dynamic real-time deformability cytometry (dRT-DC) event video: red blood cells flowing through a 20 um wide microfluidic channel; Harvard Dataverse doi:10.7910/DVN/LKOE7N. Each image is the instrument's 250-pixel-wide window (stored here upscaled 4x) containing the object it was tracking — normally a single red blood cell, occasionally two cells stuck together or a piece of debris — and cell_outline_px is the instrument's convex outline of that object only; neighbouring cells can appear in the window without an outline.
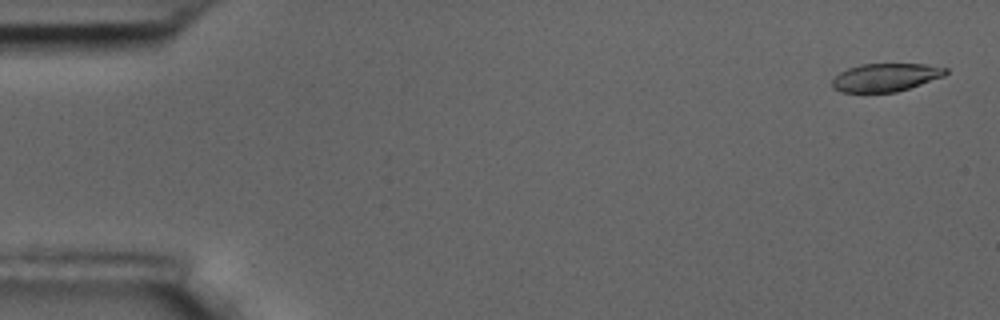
{"species": "common noctule bat (a hibernating species)", "species_latin": "Nyctalus noctula", "temperature_condition": "room temperature", "stored_images_in_passage": 55, "camera_frame_rate_fps": 3000, "um_per_image_px": 0.085, "animal": {"sex": "male", "body_mass_g": 17.5, "forearm_length_mm": 52.3}, "frame": {"image": 1, "passage_image": 2, "time_ms": 0.333, "image_size_px": [1000, 320], "cell_outline_px": [[948, 72], [944, 76], [896, 92], [840, 92], [832, 88], [832, 80], [840, 72], [848, 68], [860, 64], [924, 64], [948, 68]], "centroid_in_image_um": [75.26, 6.57], "position_along_channel_um": 9.7, "area_um2": 18.5}}
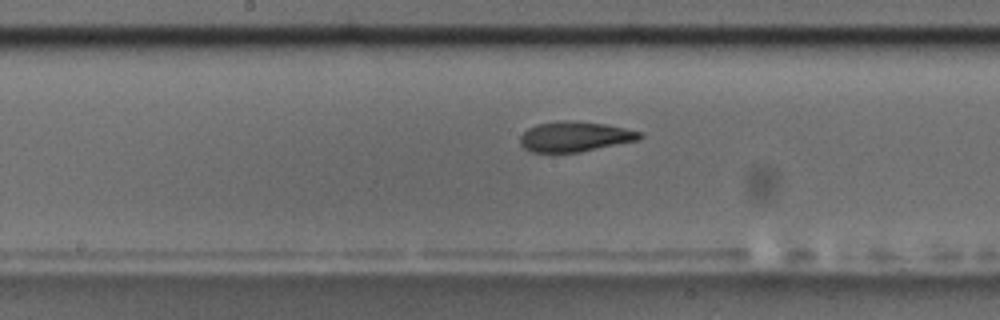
{"frame": {"image": 2, "passage_image": 29, "time_ms": 9.333, "image_size_px": [1000, 320], "cell_outline_px": [[644, 136], [640, 140], [580, 152], [532, 152], [524, 148], [520, 144], [520, 136], [528, 128], [536, 124], [556, 120], [568, 120], [604, 124], [644, 132]], "centroid_in_image_um": [48.88, 11.61], "position_along_channel_um": 199.3, "area_um2": 21.21}}
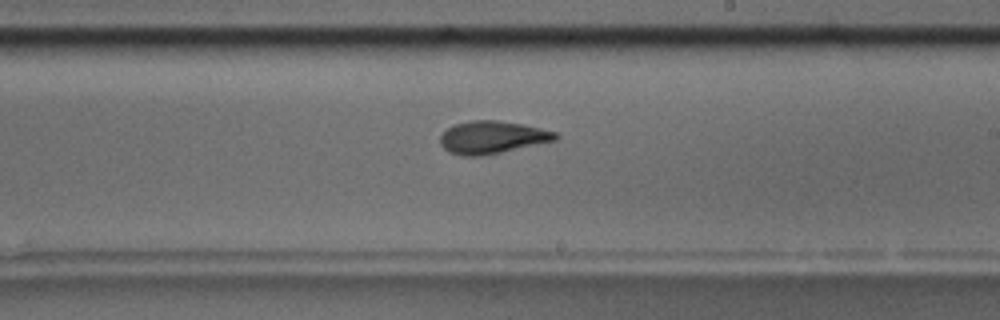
{"frame": {"image": 3, "passage_image": 33, "time_ms": 10.667, "image_size_px": [1000, 320], "cell_outline_px": [[560, 136], [556, 140], [500, 152], [480, 156], [464, 156], [448, 152], [440, 144], [440, 136], [448, 128], [456, 124], [468, 120], [496, 120], [524, 124], [556, 132]], "centroid_in_image_um": [41.83, 11.66], "position_along_channel_um": 247.2, "area_um2": 21.79}, "authors_computed_cell_mechanics": {"area_um2": 21.0392, "velocity_mm_per_s": 3.6019, "shape_relaxation_time_tau1_ms": 4.9339, "shape_relaxation_time_tau2_ms": 2.1879, "deformation_change_tau1": 0.1928, "deformation_change_tau2": 0.0921}}